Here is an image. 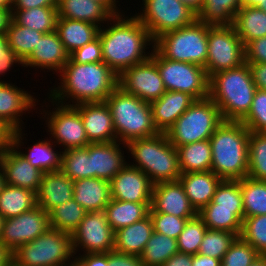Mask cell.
<instances>
[{"instance_id": "6da1fadb", "label": "cell", "mask_w": 266, "mask_h": 266, "mask_svg": "<svg viewBox=\"0 0 266 266\" xmlns=\"http://www.w3.org/2000/svg\"><path fill=\"white\" fill-rule=\"evenodd\" d=\"M128 16L113 15L105 24L107 28L103 25L98 33L103 62L118 76L131 66L149 59L154 48V40L147 28L134 15ZM147 46L152 48L151 53L150 50L146 52L145 49L150 48Z\"/></svg>"}, {"instance_id": "7a4b0ae2", "label": "cell", "mask_w": 266, "mask_h": 266, "mask_svg": "<svg viewBox=\"0 0 266 266\" xmlns=\"http://www.w3.org/2000/svg\"><path fill=\"white\" fill-rule=\"evenodd\" d=\"M59 75L60 85L48 96L64 105L104 102L118 86V75L103 61L80 64L69 58Z\"/></svg>"}, {"instance_id": "3957f363", "label": "cell", "mask_w": 266, "mask_h": 266, "mask_svg": "<svg viewBox=\"0 0 266 266\" xmlns=\"http://www.w3.org/2000/svg\"><path fill=\"white\" fill-rule=\"evenodd\" d=\"M249 134L241 121H223L210 137L211 171L222 180H241L248 175Z\"/></svg>"}, {"instance_id": "277c9868", "label": "cell", "mask_w": 266, "mask_h": 266, "mask_svg": "<svg viewBox=\"0 0 266 266\" xmlns=\"http://www.w3.org/2000/svg\"><path fill=\"white\" fill-rule=\"evenodd\" d=\"M256 89L245 62L211 75L208 97L219 108L223 121H241L250 111Z\"/></svg>"}, {"instance_id": "5b68a950", "label": "cell", "mask_w": 266, "mask_h": 266, "mask_svg": "<svg viewBox=\"0 0 266 266\" xmlns=\"http://www.w3.org/2000/svg\"><path fill=\"white\" fill-rule=\"evenodd\" d=\"M125 145L135 161L129 165L143 171L153 185L177 181L181 176L177 148L170 143L166 133L137 138Z\"/></svg>"}, {"instance_id": "8992f818", "label": "cell", "mask_w": 266, "mask_h": 266, "mask_svg": "<svg viewBox=\"0 0 266 266\" xmlns=\"http://www.w3.org/2000/svg\"><path fill=\"white\" fill-rule=\"evenodd\" d=\"M108 105L117 141L127 143L159 133L154 125L150 103L117 86L105 100Z\"/></svg>"}, {"instance_id": "52a82bcc", "label": "cell", "mask_w": 266, "mask_h": 266, "mask_svg": "<svg viewBox=\"0 0 266 266\" xmlns=\"http://www.w3.org/2000/svg\"><path fill=\"white\" fill-rule=\"evenodd\" d=\"M210 26L196 19L188 26L157 37L154 40V49L166 59L205 67Z\"/></svg>"}, {"instance_id": "ba28073f", "label": "cell", "mask_w": 266, "mask_h": 266, "mask_svg": "<svg viewBox=\"0 0 266 266\" xmlns=\"http://www.w3.org/2000/svg\"><path fill=\"white\" fill-rule=\"evenodd\" d=\"M223 122L219 108L208 97L194 103L165 132L174 147L209 140Z\"/></svg>"}, {"instance_id": "9c48e42d", "label": "cell", "mask_w": 266, "mask_h": 266, "mask_svg": "<svg viewBox=\"0 0 266 266\" xmlns=\"http://www.w3.org/2000/svg\"><path fill=\"white\" fill-rule=\"evenodd\" d=\"M12 258L24 266H64L76 259L71 234L52 228L18 247Z\"/></svg>"}, {"instance_id": "30bf717a", "label": "cell", "mask_w": 266, "mask_h": 266, "mask_svg": "<svg viewBox=\"0 0 266 266\" xmlns=\"http://www.w3.org/2000/svg\"><path fill=\"white\" fill-rule=\"evenodd\" d=\"M151 58L156 62L166 91L186 92L196 100L208 98L209 77L204 67L166 59L154 48Z\"/></svg>"}, {"instance_id": "8fae6325", "label": "cell", "mask_w": 266, "mask_h": 266, "mask_svg": "<svg viewBox=\"0 0 266 266\" xmlns=\"http://www.w3.org/2000/svg\"><path fill=\"white\" fill-rule=\"evenodd\" d=\"M142 12L134 16L147 28L153 40L162 34L192 24L196 13L180 0H142Z\"/></svg>"}, {"instance_id": "7c38bea8", "label": "cell", "mask_w": 266, "mask_h": 266, "mask_svg": "<svg viewBox=\"0 0 266 266\" xmlns=\"http://www.w3.org/2000/svg\"><path fill=\"white\" fill-rule=\"evenodd\" d=\"M205 70L211 75L245 63V49L233 25L210 26Z\"/></svg>"}, {"instance_id": "4fadbf2b", "label": "cell", "mask_w": 266, "mask_h": 266, "mask_svg": "<svg viewBox=\"0 0 266 266\" xmlns=\"http://www.w3.org/2000/svg\"><path fill=\"white\" fill-rule=\"evenodd\" d=\"M48 98L49 102L56 106L53 108L55 110L48 111L44 108V110L41 109L43 113L40 114L47 119H45V124H47L45 127H48L47 130L52 135L50 138H54L52 141L55 140L54 143L64 147L59 150L84 148L89 145L90 142L87 139L78 109L75 106L64 105Z\"/></svg>"}, {"instance_id": "5bb4252c", "label": "cell", "mask_w": 266, "mask_h": 266, "mask_svg": "<svg viewBox=\"0 0 266 266\" xmlns=\"http://www.w3.org/2000/svg\"><path fill=\"white\" fill-rule=\"evenodd\" d=\"M115 231L108 224L105 210L87 212L71 234L74 255L81 249L83 254L114 251Z\"/></svg>"}, {"instance_id": "9a60e30c", "label": "cell", "mask_w": 266, "mask_h": 266, "mask_svg": "<svg viewBox=\"0 0 266 266\" xmlns=\"http://www.w3.org/2000/svg\"><path fill=\"white\" fill-rule=\"evenodd\" d=\"M49 213L38 205L16 217L4 220L0 242L11 252L32 242L50 229Z\"/></svg>"}, {"instance_id": "2e32d148", "label": "cell", "mask_w": 266, "mask_h": 266, "mask_svg": "<svg viewBox=\"0 0 266 266\" xmlns=\"http://www.w3.org/2000/svg\"><path fill=\"white\" fill-rule=\"evenodd\" d=\"M118 86L148 103L166 92L156 62L151 57L124 70L118 76Z\"/></svg>"}, {"instance_id": "e0dca14e", "label": "cell", "mask_w": 266, "mask_h": 266, "mask_svg": "<svg viewBox=\"0 0 266 266\" xmlns=\"http://www.w3.org/2000/svg\"><path fill=\"white\" fill-rule=\"evenodd\" d=\"M153 184L140 169L128 163L110 180L111 199L152 203Z\"/></svg>"}, {"instance_id": "ac0fdd59", "label": "cell", "mask_w": 266, "mask_h": 266, "mask_svg": "<svg viewBox=\"0 0 266 266\" xmlns=\"http://www.w3.org/2000/svg\"><path fill=\"white\" fill-rule=\"evenodd\" d=\"M151 208L155 212L171 214L179 218H193L198 214L179 180L153 185Z\"/></svg>"}, {"instance_id": "d6986e66", "label": "cell", "mask_w": 266, "mask_h": 266, "mask_svg": "<svg viewBox=\"0 0 266 266\" xmlns=\"http://www.w3.org/2000/svg\"><path fill=\"white\" fill-rule=\"evenodd\" d=\"M78 109L90 143L117 141L113 118L106 102L81 103Z\"/></svg>"}, {"instance_id": "ffe728a7", "label": "cell", "mask_w": 266, "mask_h": 266, "mask_svg": "<svg viewBox=\"0 0 266 266\" xmlns=\"http://www.w3.org/2000/svg\"><path fill=\"white\" fill-rule=\"evenodd\" d=\"M0 166L5 184L38 192L44 172L31 166L13 146L0 156Z\"/></svg>"}, {"instance_id": "44dd1931", "label": "cell", "mask_w": 266, "mask_h": 266, "mask_svg": "<svg viewBox=\"0 0 266 266\" xmlns=\"http://www.w3.org/2000/svg\"><path fill=\"white\" fill-rule=\"evenodd\" d=\"M37 100V101H36ZM38 99L33 97L30 92L7 83L0 82V120L4 121L13 130L23 129V113L31 109L35 110V103ZM21 116V117H20Z\"/></svg>"}, {"instance_id": "7402d4cb", "label": "cell", "mask_w": 266, "mask_h": 266, "mask_svg": "<svg viewBox=\"0 0 266 266\" xmlns=\"http://www.w3.org/2000/svg\"><path fill=\"white\" fill-rule=\"evenodd\" d=\"M70 55L65 50L64 44L60 40L56 31L43 34L37 46H35L30 57L24 62V67L34 69H48L49 72L60 73L63 66L69 60Z\"/></svg>"}, {"instance_id": "603a6c76", "label": "cell", "mask_w": 266, "mask_h": 266, "mask_svg": "<svg viewBox=\"0 0 266 266\" xmlns=\"http://www.w3.org/2000/svg\"><path fill=\"white\" fill-rule=\"evenodd\" d=\"M123 145V146H120ZM125 143L113 141L108 143H90L88 145L91 158L92 178H101L110 181L129 162L124 159ZM123 152V153H122Z\"/></svg>"}, {"instance_id": "cb8c5ba5", "label": "cell", "mask_w": 266, "mask_h": 266, "mask_svg": "<svg viewBox=\"0 0 266 266\" xmlns=\"http://www.w3.org/2000/svg\"><path fill=\"white\" fill-rule=\"evenodd\" d=\"M196 99L186 92L166 91L150 103L155 127L166 132Z\"/></svg>"}, {"instance_id": "d4e9b609", "label": "cell", "mask_w": 266, "mask_h": 266, "mask_svg": "<svg viewBox=\"0 0 266 266\" xmlns=\"http://www.w3.org/2000/svg\"><path fill=\"white\" fill-rule=\"evenodd\" d=\"M36 196L37 205L49 213L58 205L73 199V180L60 170L45 172Z\"/></svg>"}, {"instance_id": "484cf974", "label": "cell", "mask_w": 266, "mask_h": 266, "mask_svg": "<svg viewBox=\"0 0 266 266\" xmlns=\"http://www.w3.org/2000/svg\"><path fill=\"white\" fill-rule=\"evenodd\" d=\"M23 133L24 132L21 128L14 130L12 134V146L20 153V155L28 160L31 166L38 168L44 173L60 170L62 151H55L56 148H54V146H56V144L51 141L52 139H39V141L34 143L32 147L25 148V150H29L24 153V151L21 152L20 150L24 145L22 142L24 140Z\"/></svg>"}, {"instance_id": "4316f807", "label": "cell", "mask_w": 266, "mask_h": 266, "mask_svg": "<svg viewBox=\"0 0 266 266\" xmlns=\"http://www.w3.org/2000/svg\"><path fill=\"white\" fill-rule=\"evenodd\" d=\"M178 180L197 212L212 201L215 191L222 181L212 171L183 173Z\"/></svg>"}, {"instance_id": "83f0119b", "label": "cell", "mask_w": 266, "mask_h": 266, "mask_svg": "<svg viewBox=\"0 0 266 266\" xmlns=\"http://www.w3.org/2000/svg\"><path fill=\"white\" fill-rule=\"evenodd\" d=\"M153 232V223L150 215L129 226L122 227L115 231L114 251L141 256Z\"/></svg>"}, {"instance_id": "f1b7e54d", "label": "cell", "mask_w": 266, "mask_h": 266, "mask_svg": "<svg viewBox=\"0 0 266 266\" xmlns=\"http://www.w3.org/2000/svg\"><path fill=\"white\" fill-rule=\"evenodd\" d=\"M58 18L93 23L101 28L113 14L96 0H57Z\"/></svg>"}, {"instance_id": "f546056e", "label": "cell", "mask_w": 266, "mask_h": 266, "mask_svg": "<svg viewBox=\"0 0 266 266\" xmlns=\"http://www.w3.org/2000/svg\"><path fill=\"white\" fill-rule=\"evenodd\" d=\"M74 200L87 212L104 210L111 201L110 181L83 178L73 181Z\"/></svg>"}, {"instance_id": "4dcf8cb0", "label": "cell", "mask_w": 266, "mask_h": 266, "mask_svg": "<svg viewBox=\"0 0 266 266\" xmlns=\"http://www.w3.org/2000/svg\"><path fill=\"white\" fill-rule=\"evenodd\" d=\"M100 27L74 19L57 18L55 31L69 55L98 37Z\"/></svg>"}, {"instance_id": "1f68e13d", "label": "cell", "mask_w": 266, "mask_h": 266, "mask_svg": "<svg viewBox=\"0 0 266 266\" xmlns=\"http://www.w3.org/2000/svg\"><path fill=\"white\" fill-rule=\"evenodd\" d=\"M151 203H136L111 199L105 207L108 224L116 231L149 215Z\"/></svg>"}, {"instance_id": "d6a6232c", "label": "cell", "mask_w": 266, "mask_h": 266, "mask_svg": "<svg viewBox=\"0 0 266 266\" xmlns=\"http://www.w3.org/2000/svg\"><path fill=\"white\" fill-rule=\"evenodd\" d=\"M233 26L245 46L266 36V13L258 6H243L236 13Z\"/></svg>"}, {"instance_id": "836d02e7", "label": "cell", "mask_w": 266, "mask_h": 266, "mask_svg": "<svg viewBox=\"0 0 266 266\" xmlns=\"http://www.w3.org/2000/svg\"><path fill=\"white\" fill-rule=\"evenodd\" d=\"M36 206L34 191L5 184L0 192V214L4 219L16 217Z\"/></svg>"}, {"instance_id": "e575fe53", "label": "cell", "mask_w": 266, "mask_h": 266, "mask_svg": "<svg viewBox=\"0 0 266 266\" xmlns=\"http://www.w3.org/2000/svg\"><path fill=\"white\" fill-rule=\"evenodd\" d=\"M198 215L203 219L207 229L223 230L240 236L244 209L216 208V204L204 206Z\"/></svg>"}, {"instance_id": "d590c367", "label": "cell", "mask_w": 266, "mask_h": 266, "mask_svg": "<svg viewBox=\"0 0 266 266\" xmlns=\"http://www.w3.org/2000/svg\"><path fill=\"white\" fill-rule=\"evenodd\" d=\"M181 174L211 171L212 152L210 140H203L177 147Z\"/></svg>"}, {"instance_id": "8d00e7d4", "label": "cell", "mask_w": 266, "mask_h": 266, "mask_svg": "<svg viewBox=\"0 0 266 266\" xmlns=\"http://www.w3.org/2000/svg\"><path fill=\"white\" fill-rule=\"evenodd\" d=\"M240 8V0H203L197 20L211 26L233 25Z\"/></svg>"}, {"instance_id": "74e56055", "label": "cell", "mask_w": 266, "mask_h": 266, "mask_svg": "<svg viewBox=\"0 0 266 266\" xmlns=\"http://www.w3.org/2000/svg\"><path fill=\"white\" fill-rule=\"evenodd\" d=\"M12 20L24 27L47 34L55 31L57 7H35L27 10H11Z\"/></svg>"}, {"instance_id": "f35d334b", "label": "cell", "mask_w": 266, "mask_h": 266, "mask_svg": "<svg viewBox=\"0 0 266 266\" xmlns=\"http://www.w3.org/2000/svg\"><path fill=\"white\" fill-rule=\"evenodd\" d=\"M244 219L266 214V181L246 176L240 180Z\"/></svg>"}, {"instance_id": "ab89813d", "label": "cell", "mask_w": 266, "mask_h": 266, "mask_svg": "<svg viewBox=\"0 0 266 266\" xmlns=\"http://www.w3.org/2000/svg\"><path fill=\"white\" fill-rule=\"evenodd\" d=\"M178 252L176 239L154 231L140 257L145 266H162Z\"/></svg>"}, {"instance_id": "60d3db41", "label": "cell", "mask_w": 266, "mask_h": 266, "mask_svg": "<svg viewBox=\"0 0 266 266\" xmlns=\"http://www.w3.org/2000/svg\"><path fill=\"white\" fill-rule=\"evenodd\" d=\"M42 35L39 31L16 24L12 19L6 32L8 46L23 62L30 57Z\"/></svg>"}, {"instance_id": "b9f144b4", "label": "cell", "mask_w": 266, "mask_h": 266, "mask_svg": "<svg viewBox=\"0 0 266 266\" xmlns=\"http://www.w3.org/2000/svg\"><path fill=\"white\" fill-rule=\"evenodd\" d=\"M87 211L74 198L49 212L50 227L72 234L84 219Z\"/></svg>"}, {"instance_id": "7bdbcfd3", "label": "cell", "mask_w": 266, "mask_h": 266, "mask_svg": "<svg viewBox=\"0 0 266 266\" xmlns=\"http://www.w3.org/2000/svg\"><path fill=\"white\" fill-rule=\"evenodd\" d=\"M60 171L71 180L92 178L91 158L88 145L84 148H72L62 151Z\"/></svg>"}, {"instance_id": "ee69618b", "label": "cell", "mask_w": 266, "mask_h": 266, "mask_svg": "<svg viewBox=\"0 0 266 266\" xmlns=\"http://www.w3.org/2000/svg\"><path fill=\"white\" fill-rule=\"evenodd\" d=\"M248 177L266 181V132H250Z\"/></svg>"}, {"instance_id": "f6af8a7d", "label": "cell", "mask_w": 266, "mask_h": 266, "mask_svg": "<svg viewBox=\"0 0 266 266\" xmlns=\"http://www.w3.org/2000/svg\"><path fill=\"white\" fill-rule=\"evenodd\" d=\"M206 230L207 226L198 214L188 219L184 230L176 239L178 251L191 255L198 253Z\"/></svg>"}, {"instance_id": "bcb514c9", "label": "cell", "mask_w": 266, "mask_h": 266, "mask_svg": "<svg viewBox=\"0 0 266 266\" xmlns=\"http://www.w3.org/2000/svg\"><path fill=\"white\" fill-rule=\"evenodd\" d=\"M237 237L236 233L207 229L198 253L222 260Z\"/></svg>"}, {"instance_id": "7dc6e473", "label": "cell", "mask_w": 266, "mask_h": 266, "mask_svg": "<svg viewBox=\"0 0 266 266\" xmlns=\"http://www.w3.org/2000/svg\"><path fill=\"white\" fill-rule=\"evenodd\" d=\"M240 237L266 256V214L243 219Z\"/></svg>"}, {"instance_id": "c3c4849f", "label": "cell", "mask_w": 266, "mask_h": 266, "mask_svg": "<svg viewBox=\"0 0 266 266\" xmlns=\"http://www.w3.org/2000/svg\"><path fill=\"white\" fill-rule=\"evenodd\" d=\"M209 204H216V208L243 209L240 180H222Z\"/></svg>"}, {"instance_id": "681fc988", "label": "cell", "mask_w": 266, "mask_h": 266, "mask_svg": "<svg viewBox=\"0 0 266 266\" xmlns=\"http://www.w3.org/2000/svg\"><path fill=\"white\" fill-rule=\"evenodd\" d=\"M261 255L238 236L221 260V266H250Z\"/></svg>"}, {"instance_id": "f907efd6", "label": "cell", "mask_w": 266, "mask_h": 266, "mask_svg": "<svg viewBox=\"0 0 266 266\" xmlns=\"http://www.w3.org/2000/svg\"><path fill=\"white\" fill-rule=\"evenodd\" d=\"M250 132H266V91L256 89L248 114L241 120Z\"/></svg>"}, {"instance_id": "816d5d0a", "label": "cell", "mask_w": 266, "mask_h": 266, "mask_svg": "<svg viewBox=\"0 0 266 266\" xmlns=\"http://www.w3.org/2000/svg\"><path fill=\"white\" fill-rule=\"evenodd\" d=\"M150 218L153 223V229L155 232L167 235L177 239L188 219L191 218H179L171 214L155 212L151 207L149 211Z\"/></svg>"}, {"instance_id": "f5cc1de1", "label": "cell", "mask_w": 266, "mask_h": 266, "mask_svg": "<svg viewBox=\"0 0 266 266\" xmlns=\"http://www.w3.org/2000/svg\"><path fill=\"white\" fill-rule=\"evenodd\" d=\"M70 58L80 64L102 62V45L99 37L83 47L77 48L70 54Z\"/></svg>"}, {"instance_id": "db71d44e", "label": "cell", "mask_w": 266, "mask_h": 266, "mask_svg": "<svg viewBox=\"0 0 266 266\" xmlns=\"http://www.w3.org/2000/svg\"><path fill=\"white\" fill-rule=\"evenodd\" d=\"M244 49L245 62L266 63V36L248 42Z\"/></svg>"}, {"instance_id": "11a10c76", "label": "cell", "mask_w": 266, "mask_h": 266, "mask_svg": "<svg viewBox=\"0 0 266 266\" xmlns=\"http://www.w3.org/2000/svg\"><path fill=\"white\" fill-rule=\"evenodd\" d=\"M109 266H145L140 256L108 252Z\"/></svg>"}, {"instance_id": "9f6ffc18", "label": "cell", "mask_w": 266, "mask_h": 266, "mask_svg": "<svg viewBox=\"0 0 266 266\" xmlns=\"http://www.w3.org/2000/svg\"><path fill=\"white\" fill-rule=\"evenodd\" d=\"M22 65L24 62L19 58V56L8 46L2 53H0V77L1 75L7 74L6 72L10 71V69L17 65ZM15 64V65H14ZM0 82L2 80L0 79Z\"/></svg>"}, {"instance_id": "6f0895ef", "label": "cell", "mask_w": 266, "mask_h": 266, "mask_svg": "<svg viewBox=\"0 0 266 266\" xmlns=\"http://www.w3.org/2000/svg\"><path fill=\"white\" fill-rule=\"evenodd\" d=\"M75 258L77 260V266H109L108 253L82 255L79 253Z\"/></svg>"}, {"instance_id": "680465c9", "label": "cell", "mask_w": 266, "mask_h": 266, "mask_svg": "<svg viewBox=\"0 0 266 266\" xmlns=\"http://www.w3.org/2000/svg\"><path fill=\"white\" fill-rule=\"evenodd\" d=\"M35 7H57V0H14L11 10H27Z\"/></svg>"}, {"instance_id": "91938a15", "label": "cell", "mask_w": 266, "mask_h": 266, "mask_svg": "<svg viewBox=\"0 0 266 266\" xmlns=\"http://www.w3.org/2000/svg\"><path fill=\"white\" fill-rule=\"evenodd\" d=\"M256 88L266 91V63H248Z\"/></svg>"}, {"instance_id": "94428289", "label": "cell", "mask_w": 266, "mask_h": 266, "mask_svg": "<svg viewBox=\"0 0 266 266\" xmlns=\"http://www.w3.org/2000/svg\"><path fill=\"white\" fill-rule=\"evenodd\" d=\"M13 129L0 120V156L12 146Z\"/></svg>"}, {"instance_id": "6125c7cd", "label": "cell", "mask_w": 266, "mask_h": 266, "mask_svg": "<svg viewBox=\"0 0 266 266\" xmlns=\"http://www.w3.org/2000/svg\"><path fill=\"white\" fill-rule=\"evenodd\" d=\"M162 266H192V255L178 252L171 256Z\"/></svg>"}, {"instance_id": "be15d7a7", "label": "cell", "mask_w": 266, "mask_h": 266, "mask_svg": "<svg viewBox=\"0 0 266 266\" xmlns=\"http://www.w3.org/2000/svg\"><path fill=\"white\" fill-rule=\"evenodd\" d=\"M192 266H221V260L196 253L192 255Z\"/></svg>"}, {"instance_id": "e7e4bbea", "label": "cell", "mask_w": 266, "mask_h": 266, "mask_svg": "<svg viewBox=\"0 0 266 266\" xmlns=\"http://www.w3.org/2000/svg\"><path fill=\"white\" fill-rule=\"evenodd\" d=\"M11 19V9H0V34H6Z\"/></svg>"}, {"instance_id": "03108f58", "label": "cell", "mask_w": 266, "mask_h": 266, "mask_svg": "<svg viewBox=\"0 0 266 266\" xmlns=\"http://www.w3.org/2000/svg\"><path fill=\"white\" fill-rule=\"evenodd\" d=\"M11 259L12 252L0 242V266H6Z\"/></svg>"}, {"instance_id": "003e7915", "label": "cell", "mask_w": 266, "mask_h": 266, "mask_svg": "<svg viewBox=\"0 0 266 266\" xmlns=\"http://www.w3.org/2000/svg\"><path fill=\"white\" fill-rule=\"evenodd\" d=\"M102 3L113 15L122 14L120 9L118 8V0H96Z\"/></svg>"}, {"instance_id": "a7ac6f4b", "label": "cell", "mask_w": 266, "mask_h": 266, "mask_svg": "<svg viewBox=\"0 0 266 266\" xmlns=\"http://www.w3.org/2000/svg\"><path fill=\"white\" fill-rule=\"evenodd\" d=\"M183 4L187 5L196 14L200 11L202 7L203 0H180Z\"/></svg>"}, {"instance_id": "89a4df30", "label": "cell", "mask_w": 266, "mask_h": 266, "mask_svg": "<svg viewBox=\"0 0 266 266\" xmlns=\"http://www.w3.org/2000/svg\"><path fill=\"white\" fill-rule=\"evenodd\" d=\"M266 0H240L241 7L243 6H259L260 3Z\"/></svg>"}, {"instance_id": "2644e50d", "label": "cell", "mask_w": 266, "mask_h": 266, "mask_svg": "<svg viewBox=\"0 0 266 266\" xmlns=\"http://www.w3.org/2000/svg\"><path fill=\"white\" fill-rule=\"evenodd\" d=\"M8 47V40L6 34H0V53Z\"/></svg>"}, {"instance_id": "8c879c8a", "label": "cell", "mask_w": 266, "mask_h": 266, "mask_svg": "<svg viewBox=\"0 0 266 266\" xmlns=\"http://www.w3.org/2000/svg\"><path fill=\"white\" fill-rule=\"evenodd\" d=\"M250 266H266V256H260Z\"/></svg>"}, {"instance_id": "753ad0ef", "label": "cell", "mask_w": 266, "mask_h": 266, "mask_svg": "<svg viewBox=\"0 0 266 266\" xmlns=\"http://www.w3.org/2000/svg\"><path fill=\"white\" fill-rule=\"evenodd\" d=\"M0 9H11V3L8 0H0Z\"/></svg>"}, {"instance_id": "34e18365", "label": "cell", "mask_w": 266, "mask_h": 266, "mask_svg": "<svg viewBox=\"0 0 266 266\" xmlns=\"http://www.w3.org/2000/svg\"><path fill=\"white\" fill-rule=\"evenodd\" d=\"M4 185H5L4 174H3V170L1 169V166H0V192H1Z\"/></svg>"}, {"instance_id": "11e5206c", "label": "cell", "mask_w": 266, "mask_h": 266, "mask_svg": "<svg viewBox=\"0 0 266 266\" xmlns=\"http://www.w3.org/2000/svg\"><path fill=\"white\" fill-rule=\"evenodd\" d=\"M6 266H24L17 263L13 258L6 264Z\"/></svg>"}, {"instance_id": "2a66077c", "label": "cell", "mask_w": 266, "mask_h": 266, "mask_svg": "<svg viewBox=\"0 0 266 266\" xmlns=\"http://www.w3.org/2000/svg\"><path fill=\"white\" fill-rule=\"evenodd\" d=\"M4 220L5 219L0 214V237H1V233H2V228H3Z\"/></svg>"}, {"instance_id": "b9fcfbb0", "label": "cell", "mask_w": 266, "mask_h": 266, "mask_svg": "<svg viewBox=\"0 0 266 266\" xmlns=\"http://www.w3.org/2000/svg\"><path fill=\"white\" fill-rule=\"evenodd\" d=\"M258 7L266 13V1L260 3Z\"/></svg>"}, {"instance_id": "09005b40", "label": "cell", "mask_w": 266, "mask_h": 266, "mask_svg": "<svg viewBox=\"0 0 266 266\" xmlns=\"http://www.w3.org/2000/svg\"><path fill=\"white\" fill-rule=\"evenodd\" d=\"M64 266H77V260L75 259L74 262L67 264V265H64Z\"/></svg>"}]
</instances>
